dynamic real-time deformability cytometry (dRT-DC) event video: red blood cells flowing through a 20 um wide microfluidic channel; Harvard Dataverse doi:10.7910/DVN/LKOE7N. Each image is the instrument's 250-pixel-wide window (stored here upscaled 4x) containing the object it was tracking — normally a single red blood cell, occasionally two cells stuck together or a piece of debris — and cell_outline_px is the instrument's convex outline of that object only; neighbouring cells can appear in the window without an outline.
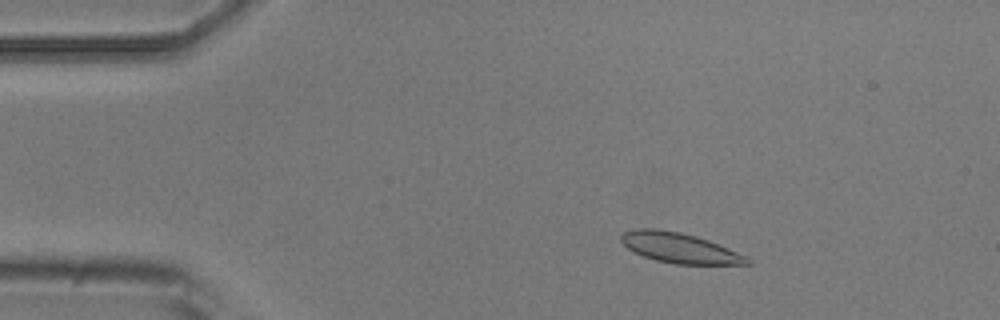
{"species": "common noctule bat (a hibernating species)", "species_latin": "Nyctalus noctula", "temperature_condition": "room temperature", "stored_images_in_passage": 6, "camera_frame_rate_fps": 3000, "um_per_image_px": 0.085, "animal": {"sex": "male", "body_mass_g": 20.5, "forearm_length_mm": 52.5}, "frame": {"image": 1, "passage_image": 3, "time_ms": 2.333, "image_size_px": [1000, 320], "cell_outline_px": [[752, 264], [676, 264], [656, 260], [644, 256], [628, 248], [620, 240], [620, 236], [624, 232], [636, 228], [656, 228], [680, 232], [696, 236], [708, 240], [748, 256], [752, 260]], "centroid_in_image_um": [57.79, 21.07], "position_along_channel_um": 27.2, "area_um2": 22.08}}